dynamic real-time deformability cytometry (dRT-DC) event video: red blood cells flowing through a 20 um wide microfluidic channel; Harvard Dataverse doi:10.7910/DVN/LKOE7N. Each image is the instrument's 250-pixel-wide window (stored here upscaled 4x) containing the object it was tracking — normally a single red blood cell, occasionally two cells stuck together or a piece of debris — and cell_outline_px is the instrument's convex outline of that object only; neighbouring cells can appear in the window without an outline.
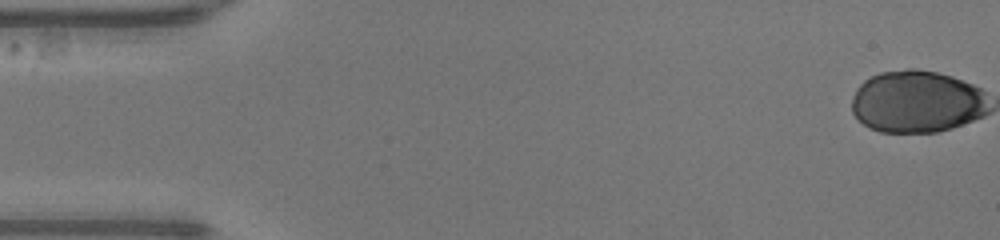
{"species": "human", "species_latin": "Homo sapiens", "temperature_condition": "warm", "stored_images_in_passage": 36, "camera_frame_rate_fps": 3000, "um_per_image_px": 0.085, "donor": {"sex": "male"}, "frame": {"image": 1, "passage_image": 1, "time_ms": 0.0, "image_size_px": [1000, 240], "cell_outline_px": [[976, 104], [972, 116], [956, 124], [940, 128], [912, 128], [900, 72], [928, 72], [944, 76], [956, 80], [964, 84], [972, 92], [976, 100]], "centroid_in_image_um": [79.6, 8.5], "position_along_channel_um": 5.4, "area_um2": 23.7}}
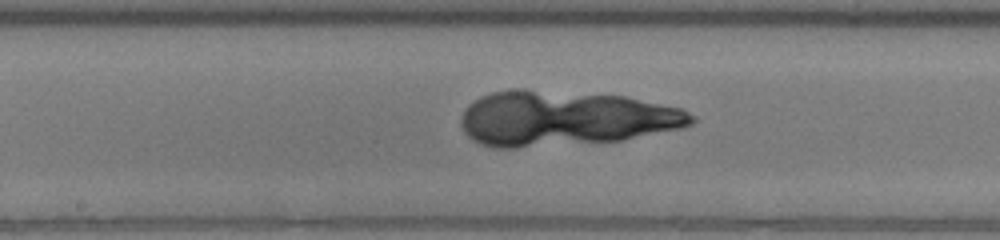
{"frame": {"image": 2, "passage_image": 25, "time_ms": 8.0, "image_size_px": [1000, 240], "cell_outline_px": [[688, 120], [680, 124], [620, 136], [524, 140], [492, 140], [480, 136], [532, 100]], "centroid_in_image_um": [48.66, 10.45], "position_along_channel_um": 199.5, "area_um2": 35.14}}
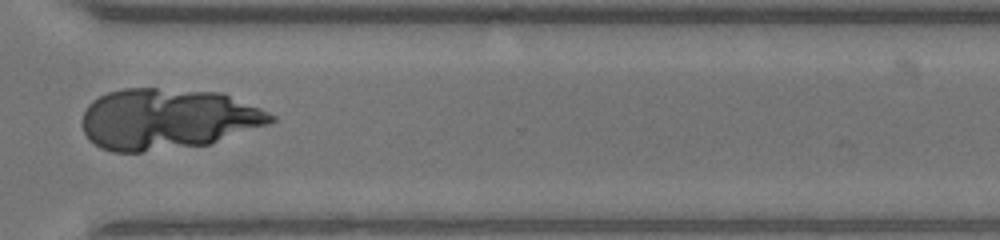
{"frame": {"image": 3, "passage_image": 36, "time_ms": 11.667, "image_size_px": [1000, 240], "cell_outline_px": [[264, 120], [212, 140], [140, 148], [112, 148], [152, 124], [212, 96], [224, 96]], "centroid_in_image_um": [16.54, 10.59], "position_along_channel_um": 354.1, "area_um2": 27.17}}